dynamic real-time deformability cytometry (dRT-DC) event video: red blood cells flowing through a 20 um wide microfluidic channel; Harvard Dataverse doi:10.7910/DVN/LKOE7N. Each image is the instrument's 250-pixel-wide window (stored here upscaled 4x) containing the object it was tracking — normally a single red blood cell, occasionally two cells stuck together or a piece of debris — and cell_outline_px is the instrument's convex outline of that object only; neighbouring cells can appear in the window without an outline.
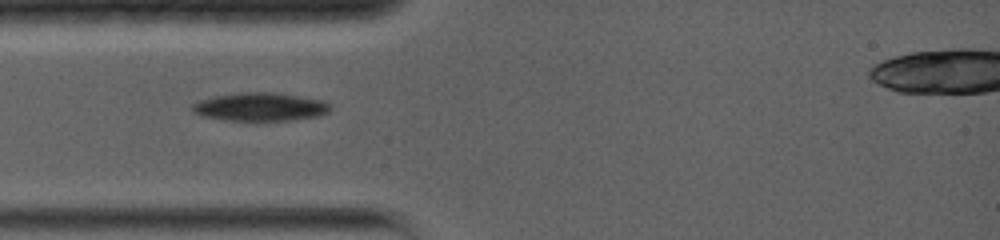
{"species": "common noctule bat (a hibernating species)", "species_latin": "Nyctalus noctula", "temperature_condition": "warm", "stored_images_in_passage": 77, "camera_frame_rate_fps": 5000, "um_per_image_px": 0.085, "animal": {"sex": "female", "body_mass_g": 19.0, "forearm_length_mm": 56.7}, "frame": {"image": 1, "passage_image": 1, "time_ms": 0.0, "image_size_px": [1000, 240], "cell_outline_px": [[332, 108], [328, 112], [320, 116], [292, 120], [224, 120], [200, 116], [192, 112], [192, 104], [200, 100], [212, 96], [236, 92], [276, 92], [324, 100], [332, 104]], "centroid_in_image_um": [22.13, 9.07], "position_along_channel_um": 62.9, "area_um2": 23.18}}
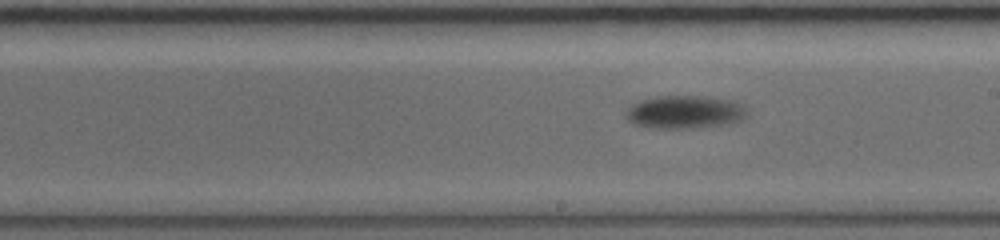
{"frame": {"image": 2, "passage_image": 32, "time_ms": 4.6, "image_size_px": [1000, 240], "cell_outline_px": [[748, 116], [740, 120], [728, 124], [688, 128], [656, 128], [632, 124], [628, 120], [628, 108], [632, 104], [640, 100], [660, 96], [704, 96], [732, 100], [744, 104], [748, 112]], "centroid_in_image_um": [58.26, 9.52], "position_along_channel_um": 230.7, "area_um2": 23.35}}
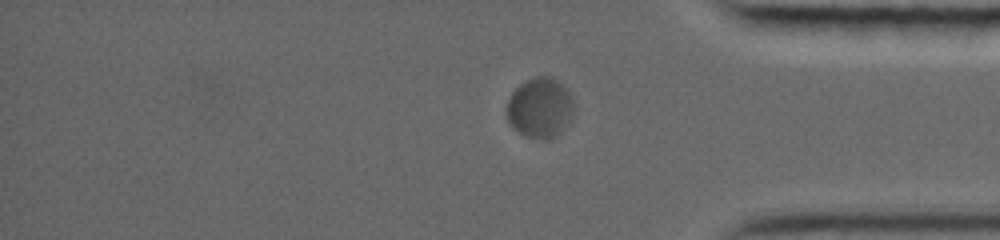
{"frame": {"image": 3, "passage_image": 64, "time_ms": 9.2, "image_size_px": [1000, 240], "cell_outline_px": [[572, 120], [556, 136], [548, 140], [544, 140], [528, 136], [512, 128], [508, 124], [504, 108], [512, 92], [520, 84], [536, 76], [552, 76], [568, 88], [572, 96]], "centroid_in_image_um": [45.89, 9.16], "position_along_channel_um": 389.3, "area_um2": 23.99}}